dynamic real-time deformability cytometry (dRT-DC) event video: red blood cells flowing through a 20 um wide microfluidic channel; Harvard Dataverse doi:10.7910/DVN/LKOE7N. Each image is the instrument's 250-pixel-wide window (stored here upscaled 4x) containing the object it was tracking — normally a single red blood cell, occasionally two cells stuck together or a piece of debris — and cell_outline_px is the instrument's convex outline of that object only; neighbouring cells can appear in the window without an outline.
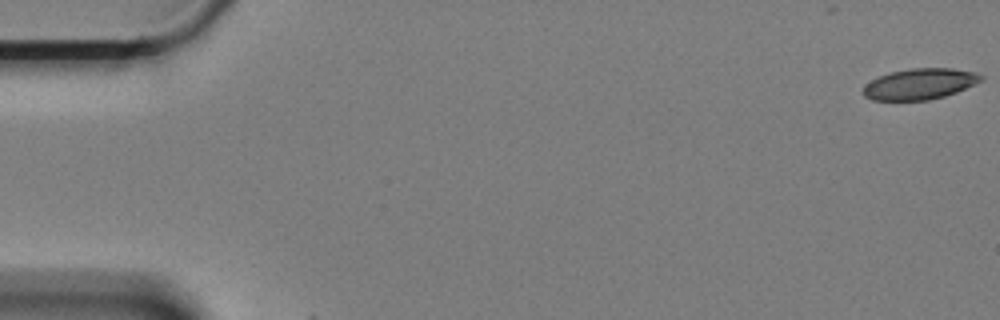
{"species": "Egyptian fruit bat (a non-hibernating species)", "species_latin": "Rousettus aegyptiacus", "temperature_condition": "cold", "stored_images_in_passage": 2, "camera_frame_rate_fps": 3000, "um_per_image_px": 0.085, "animal": {"sex": "female"}, "frame": {"image": 1, "passage_image": 1, "time_ms": 0.0, "image_size_px": [1000, 320], "cell_outline_px": [[984, 80], [956, 92], [944, 96], [928, 100], [872, 100], [864, 96], [860, 88], [864, 84], [880, 76], [892, 72], [912, 68], [952, 68], [976, 72], [984, 76]], "centroid_in_image_um": [78.18, 7.14], "position_along_channel_um": 6.8, "area_um2": 21.33}}